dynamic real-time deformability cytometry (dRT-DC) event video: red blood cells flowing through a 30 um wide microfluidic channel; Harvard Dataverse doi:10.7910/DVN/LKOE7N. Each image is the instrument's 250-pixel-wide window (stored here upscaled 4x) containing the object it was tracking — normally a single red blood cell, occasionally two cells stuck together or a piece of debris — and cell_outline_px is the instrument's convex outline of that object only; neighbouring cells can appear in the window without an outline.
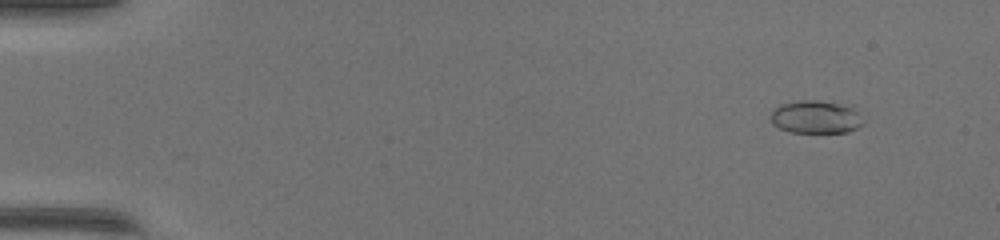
{"species": "common noctule bat (a hibernating species)", "species_latin": "Nyctalus noctula", "temperature_condition": "warm", "stored_images_in_passage": 50, "camera_frame_rate_fps": 3000, "um_per_image_px": 0.085, "animal": {"sex": "female", "body_mass_g": 17.0, "forearm_length_mm": 48.0}, "frame": {"image": 1, "passage_image": 5, "time_ms": 1.333, "image_size_px": [1000, 240], "cell_outline_px": [[864, 124], [848, 132], [788, 132], [772, 124], [772, 112], [780, 104], [800, 100], [816, 100], [852, 104], [864, 120]], "centroid_in_image_um": [69.41, 9.93], "position_along_channel_um": 15.6, "area_um2": 18.03}}
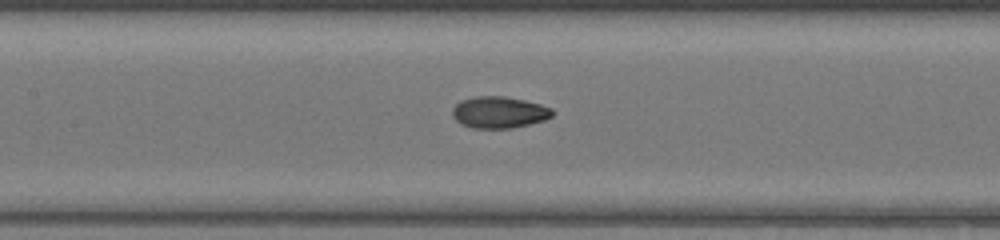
{"frame": {"image": 2, "passage_image": 25, "time_ms": 8.0, "image_size_px": [1000, 240], "cell_outline_px": [[552, 116], [544, 120], [512, 128], [472, 128], [460, 124], [452, 116], [452, 108], [460, 100], [476, 96], [504, 96], [524, 100], [540, 104], [552, 108]], "centroid_in_image_um": [42.38, 9.54], "position_along_channel_um": 165.0, "area_um2": 18.44}}
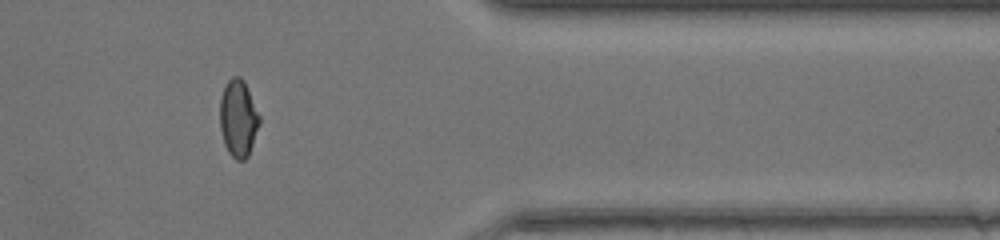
{"frame": {"image": 3, "passage_image": 42, "time_ms": 13.667, "image_size_px": [1000, 240], "cell_outline_px": [[260, 124], [248, 156], [244, 160], [236, 160], [228, 152], [224, 144], [220, 128], [220, 100], [224, 84], [232, 76], [240, 76], [244, 80], [260, 116]], "centroid_in_image_um": [20.25, 10.05], "position_along_channel_um": 391.2, "area_um2": 17.92}, "authors_computed_cell_mechanics": {"area_um2": 17.8602, "velocity_mm_per_s": 4.2984, "shape_relaxation_time_tau1_ms": 6.7136, "shape_relaxation_time_tau2_ms": null, "deformation_change_tau1": 0.2385, "deformation_change_tau2": null}}